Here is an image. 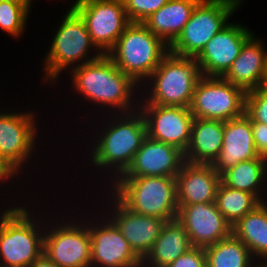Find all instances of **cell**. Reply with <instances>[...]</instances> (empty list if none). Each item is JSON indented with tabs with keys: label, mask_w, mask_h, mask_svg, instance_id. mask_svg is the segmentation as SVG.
I'll use <instances>...</instances> for the list:
<instances>
[{
	"label": "cell",
	"mask_w": 267,
	"mask_h": 267,
	"mask_svg": "<svg viewBox=\"0 0 267 267\" xmlns=\"http://www.w3.org/2000/svg\"><path fill=\"white\" fill-rule=\"evenodd\" d=\"M118 180L115 183L117 200L131 211L166 221L177 219L176 177L144 176Z\"/></svg>",
	"instance_id": "6da1fadb"
},
{
	"label": "cell",
	"mask_w": 267,
	"mask_h": 267,
	"mask_svg": "<svg viewBox=\"0 0 267 267\" xmlns=\"http://www.w3.org/2000/svg\"><path fill=\"white\" fill-rule=\"evenodd\" d=\"M76 90L86 97L126 109L136 81L122 72L107 54L99 53L73 70Z\"/></svg>",
	"instance_id": "7a4b0ae2"
},
{
	"label": "cell",
	"mask_w": 267,
	"mask_h": 267,
	"mask_svg": "<svg viewBox=\"0 0 267 267\" xmlns=\"http://www.w3.org/2000/svg\"><path fill=\"white\" fill-rule=\"evenodd\" d=\"M165 44L143 23L131 22L107 55L122 72L138 82L150 77L169 53L164 50L169 48Z\"/></svg>",
	"instance_id": "3957f363"
},
{
	"label": "cell",
	"mask_w": 267,
	"mask_h": 267,
	"mask_svg": "<svg viewBox=\"0 0 267 267\" xmlns=\"http://www.w3.org/2000/svg\"><path fill=\"white\" fill-rule=\"evenodd\" d=\"M240 0H200L189 21L168 51L182 57L196 58L206 44L227 24Z\"/></svg>",
	"instance_id": "277c9868"
},
{
	"label": "cell",
	"mask_w": 267,
	"mask_h": 267,
	"mask_svg": "<svg viewBox=\"0 0 267 267\" xmlns=\"http://www.w3.org/2000/svg\"><path fill=\"white\" fill-rule=\"evenodd\" d=\"M202 74L195 58L168 53L151 74L156 81L146 104L188 107Z\"/></svg>",
	"instance_id": "5b68a950"
},
{
	"label": "cell",
	"mask_w": 267,
	"mask_h": 267,
	"mask_svg": "<svg viewBox=\"0 0 267 267\" xmlns=\"http://www.w3.org/2000/svg\"><path fill=\"white\" fill-rule=\"evenodd\" d=\"M0 267H29L44 251V237L38 236L25 208L8 209L0 220Z\"/></svg>",
	"instance_id": "8992f818"
},
{
	"label": "cell",
	"mask_w": 267,
	"mask_h": 267,
	"mask_svg": "<svg viewBox=\"0 0 267 267\" xmlns=\"http://www.w3.org/2000/svg\"><path fill=\"white\" fill-rule=\"evenodd\" d=\"M246 92L223 77L201 76L189 109L194 118L228 121L245 114Z\"/></svg>",
	"instance_id": "52a82bcc"
},
{
	"label": "cell",
	"mask_w": 267,
	"mask_h": 267,
	"mask_svg": "<svg viewBox=\"0 0 267 267\" xmlns=\"http://www.w3.org/2000/svg\"><path fill=\"white\" fill-rule=\"evenodd\" d=\"M133 118L120 120L103 135L94 149L92 159L96 165L107 167L115 164L118 167L116 171L119 170L121 175L130 166L134 155L147 137L143 114H137Z\"/></svg>",
	"instance_id": "ba28073f"
},
{
	"label": "cell",
	"mask_w": 267,
	"mask_h": 267,
	"mask_svg": "<svg viewBox=\"0 0 267 267\" xmlns=\"http://www.w3.org/2000/svg\"><path fill=\"white\" fill-rule=\"evenodd\" d=\"M72 8L84 20L91 41L107 54L131 23L123 0H86ZM106 51V52H105Z\"/></svg>",
	"instance_id": "9c48e42d"
},
{
	"label": "cell",
	"mask_w": 267,
	"mask_h": 267,
	"mask_svg": "<svg viewBox=\"0 0 267 267\" xmlns=\"http://www.w3.org/2000/svg\"><path fill=\"white\" fill-rule=\"evenodd\" d=\"M46 58V77L55 79L67 65L82 59L94 46L84 20L71 8L64 16Z\"/></svg>",
	"instance_id": "30bf717a"
},
{
	"label": "cell",
	"mask_w": 267,
	"mask_h": 267,
	"mask_svg": "<svg viewBox=\"0 0 267 267\" xmlns=\"http://www.w3.org/2000/svg\"><path fill=\"white\" fill-rule=\"evenodd\" d=\"M147 136L179 148H188L194 116L188 107L146 104L143 107Z\"/></svg>",
	"instance_id": "8fae6325"
},
{
	"label": "cell",
	"mask_w": 267,
	"mask_h": 267,
	"mask_svg": "<svg viewBox=\"0 0 267 267\" xmlns=\"http://www.w3.org/2000/svg\"><path fill=\"white\" fill-rule=\"evenodd\" d=\"M177 220L184 226L194 247H209L232 234V226L215 202L180 205Z\"/></svg>",
	"instance_id": "7c38bea8"
},
{
	"label": "cell",
	"mask_w": 267,
	"mask_h": 267,
	"mask_svg": "<svg viewBox=\"0 0 267 267\" xmlns=\"http://www.w3.org/2000/svg\"><path fill=\"white\" fill-rule=\"evenodd\" d=\"M32 121L29 113L0 115V166L10 176L33 149L35 124Z\"/></svg>",
	"instance_id": "4fadbf2b"
},
{
	"label": "cell",
	"mask_w": 267,
	"mask_h": 267,
	"mask_svg": "<svg viewBox=\"0 0 267 267\" xmlns=\"http://www.w3.org/2000/svg\"><path fill=\"white\" fill-rule=\"evenodd\" d=\"M78 227L72 224L58 227L44 236L43 253L57 267L93 266L89 228Z\"/></svg>",
	"instance_id": "5bb4252c"
},
{
	"label": "cell",
	"mask_w": 267,
	"mask_h": 267,
	"mask_svg": "<svg viewBox=\"0 0 267 267\" xmlns=\"http://www.w3.org/2000/svg\"><path fill=\"white\" fill-rule=\"evenodd\" d=\"M251 35L245 27L227 23L195 58L201 74L222 77L239 56L243 44Z\"/></svg>",
	"instance_id": "9a60e30c"
},
{
	"label": "cell",
	"mask_w": 267,
	"mask_h": 267,
	"mask_svg": "<svg viewBox=\"0 0 267 267\" xmlns=\"http://www.w3.org/2000/svg\"><path fill=\"white\" fill-rule=\"evenodd\" d=\"M182 150L148 136L138 149L122 178L144 176L176 177L185 163Z\"/></svg>",
	"instance_id": "2e32d148"
},
{
	"label": "cell",
	"mask_w": 267,
	"mask_h": 267,
	"mask_svg": "<svg viewBox=\"0 0 267 267\" xmlns=\"http://www.w3.org/2000/svg\"><path fill=\"white\" fill-rule=\"evenodd\" d=\"M91 262L100 267H141L142 260L130 248L115 223L90 227Z\"/></svg>",
	"instance_id": "e0dca14e"
},
{
	"label": "cell",
	"mask_w": 267,
	"mask_h": 267,
	"mask_svg": "<svg viewBox=\"0 0 267 267\" xmlns=\"http://www.w3.org/2000/svg\"><path fill=\"white\" fill-rule=\"evenodd\" d=\"M223 145L213 168L221 175L241 161L260 157L256 152L250 119L241 117L223 122Z\"/></svg>",
	"instance_id": "ac0fdd59"
},
{
	"label": "cell",
	"mask_w": 267,
	"mask_h": 267,
	"mask_svg": "<svg viewBox=\"0 0 267 267\" xmlns=\"http://www.w3.org/2000/svg\"><path fill=\"white\" fill-rule=\"evenodd\" d=\"M220 182L221 175L212 164L185 162L176 176L178 207L215 202Z\"/></svg>",
	"instance_id": "d6986e66"
},
{
	"label": "cell",
	"mask_w": 267,
	"mask_h": 267,
	"mask_svg": "<svg viewBox=\"0 0 267 267\" xmlns=\"http://www.w3.org/2000/svg\"><path fill=\"white\" fill-rule=\"evenodd\" d=\"M117 201V213L113 222L130 248L143 260L159 237L166 220L136 213Z\"/></svg>",
	"instance_id": "ffe728a7"
},
{
	"label": "cell",
	"mask_w": 267,
	"mask_h": 267,
	"mask_svg": "<svg viewBox=\"0 0 267 267\" xmlns=\"http://www.w3.org/2000/svg\"><path fill=\"white\" fill-rule=\"evenodd\" d=\"M223 121L194 118L185 161L194 164H213L223 145Z\"/></svg>",
	"instance_id": "44dd1931"
},
{
	"label": "cell",
	"mask_w": 267,
	"mask_h": 267,
	"mask_svg": "<svg viewBox=\"0 0 267 267\" xmlns=\"http://www.w3.org/2000/svg\"><path fill=\"white\" fill-rule=\"evenodd\" d=\"M251 35L243 44L239 56L222 76L226 81L243 89L252 91L259 77L267 67V53L263 46Z\"/></svg>",
	"instance_id": "7402d4cb"
},
{
	"label": "cell",
	"mask_w": 267,
	"mask_h": 267,
	"mask_svg": "<svg viewBox=\"0 0 267 267\" xmlns=\"http://www.w3.org/2000/svg\"><path fill=\"white\" fill-rule=\"evenodd\" d=\"M200 0H169L143 24L170 46L180 35ZM167 41V42H166Z\"/></svg>",
	"instance_id": "603a6c76"
},
{
	"label": "cell",
	"mask_w": 267,
	"mask_h": 267,
	"mask_svg": "<svg viewBox=\"0 0 267 267\" xmlns=\"http://www.w3.org/2000/svg\"><path fill=\"white\" fill-rule=\"evenodd\" d=\"M192 247L184 226L177 219L166 221L152 249L142 262L150 259L154 267H167Z\"/></svg>",
	"instance_id": "cb8c5ba5"
},
{
	"label": "cell",
	"mask_w": 267,
	"mask_h": 267,
	"mask_svg": "<svg viewBox=\"0 0 267 267\" xmlns=\"http://www.w3.org/2000/svg\"><path fill=\"white\" fill-rule=\"evenodd\" d=\"M232 234L248 247L252 256L267 258L266 203L262 202L233 225Z\"/></svg>",
	"instance_id": "d4e9b609"
},
{
	"label": "cell",
	"mask_w": 267,
	"mask_h": 267,
	"mask_svg": "<svg viewBox=\"0 0 267 267\" xmlns=\"http://www.w3.org/2000/svg\"><path fill=\"white\" fill-rule=\"evenodd\" d=\"M266 164L265 158L241 161L221 174V182L232 189L254 194L261 201L256 187L265 177Z\"/></svg>",
	"instance_id": "484cf974"
},
{
	"label": "cell",
	"mask_w": 267,
	"mask_h": 267,
	"mask_svg": "<svg viewBox=\"0 0 267 267\" xmlns=\"http://www.w3.org/2000/svg\"><path fill=\"white\" fill-rule=\"evenodd\" d=\"M207 267H252L251 252L238 238H228L204 248Z\"/></svg>",
	"instance_id": "4316f807"
},
{
	"label": "cell",
	"mask_w": 267,
	"mask_h": 267,
	"mask_svg": "<svg viewBox=\"0 0 267 267\" xmlns=\"http://www.w3.org/2000/svg\"><path fill=\"white\" fill-rule=\"evenodd\" d=\"M216 206L226 221L235 225L248 212L262 203L254 194L232 189L220 182L216 192Z\"/></svg>",
	"instance_id": "83f0119b"
},
{
	"label": "cell",
	"mask_w": 267,
	"mask_h": 267,
	"mask_svg": "<svg viewBox=\"0 0 267 267\" xmlns=\"http://www.w3.org/2000/svg\"><path fill=\"white\" fill-rule=\"evenodd\" d=\"M29 7L19 0H0V27L12 36L21 34Z\"/></svg>",
	"instance_id": "f1b7e54d"
},
{
	"label": "cell",
	"mask_w": 267,
	"mask_h": 267,
	"mask_svg": "<svg viewBox=\"0 0 267 267\" xmlns=\"http://www.w3.org/2000/svg\"><path fill=\"white\" fill-rule=\"evenodd\" d=\"M168 1L169 0H123V4L130 22L143 23Z\"/></svg>",
	"instance_id": "f546056e"
},
{
	"label": "cell",
	"mask_w": 267,
	"mask_h": 267,
	"mask_svg": "<svg viewBox=\"0 0 267 267\" xmlns=\"http://www.w3.org/2000/svg\"><path fill=\"white\" fill-rule=\"evenodd\" d=\"M245 115L251 122L267 125V92L246 93Z\"/></svg>",
	"instance_id": "4dcf8cb0"
},
{
	"label": "cell",
	"mask_w": 267,
	"mask_h": 267,
	"mask_svg": "<svg viewBox=\"0 0 267 267\" xmlns=\"http://www.w3.org/2000/svg\"><path fill=\"white\" fill-rule=\"evenodd\" d=\"M167 267H207L204 248L193 246Z\"/></svg>",
	"instance_id": "1f68e13d"
},
{
	"label": "cell",
	"mask_w": 267,
	"mask_h": 267,
	"mask_svg": "<svg viewBox=\"0 0 267 267\" xmlns=\"http://www.w3.org/2000/svg\"><path fill=\"white\" fill-rule=\"evenodd\" d=\"M252 134L256 152L260 157L267 158V125L259 122H251Z\"/></svg>",
	"instance_id": "d6a6232c"
},
{
	"label": "cell",
	"mask_w": 267,
	"mask_h": 267,
	"mask_svg": "<svg viewBox=\"0 0 267 267\" xmlns=\"http://www.w3.org/2000/svg\"><path fill=\"white\" fill-rule=\"evenodd\" d=\"M261 92H267V67L259 77L257 86L247 93H261Z\"/></svg>",
	"instance_id": "836d02e7"
},
{
	"label": "cell",
	"mask_w": 267,
	"mask_h": 267,
	"mask_svg": "<svg viewBox=\"0 0 267 267\" xmlns=\"http://www.w3.org/2000/svg\"><path fill=\"white\" fill-rule=\"evenodd\" d=\"M29 267H57L44 253H42Z\"/></svg>",
	"instance_id": "e575fe53"
},
{
	"label": "cell",
	"mask_w": 267,
	"mask_h": 267,
	"mask_svg": "<svg viewBox=\"0 0 267 267\" xmlns=\"http://www.w3.org/2000/svg\"><path fill=\"white\" fill-rule=\"evenodd\" d=\"M5 177H10V175L0 166V179H4Z\"/></svg>",
	"instance_id": "d590c367"
},
{
	"label": "cell",
	"mask_w": 267,
	"mask_h": 267,
	"mask_svg": "<svg viewBox=\"0 0 267 267\" xmlns=\"http://www.w3.org/2000/svg\"><path fill=\"white\" fill-rule=\"evenodd\" d=\"M19 1L25 2V3H27L28 5H29L30 2H31V0H19Z\"/></svg>",
	"instance_id": "8d00e7d4"
},
{
	"label": "cell",
	"mask_w": 267,
	"mask_h": 267,
	"mask_svg": "<svg viewBox=\"0 0 267 267\" xmlns=\"http://www.w3.org/2000/svg\"><path fill=\"white\" fill-rule=\"evenodd\" d=\"M83 1H86V0H77L75 4H79V3L83 2Z\"/></svg>",
	"instance_id": "74e56055"
}]
</instances>
